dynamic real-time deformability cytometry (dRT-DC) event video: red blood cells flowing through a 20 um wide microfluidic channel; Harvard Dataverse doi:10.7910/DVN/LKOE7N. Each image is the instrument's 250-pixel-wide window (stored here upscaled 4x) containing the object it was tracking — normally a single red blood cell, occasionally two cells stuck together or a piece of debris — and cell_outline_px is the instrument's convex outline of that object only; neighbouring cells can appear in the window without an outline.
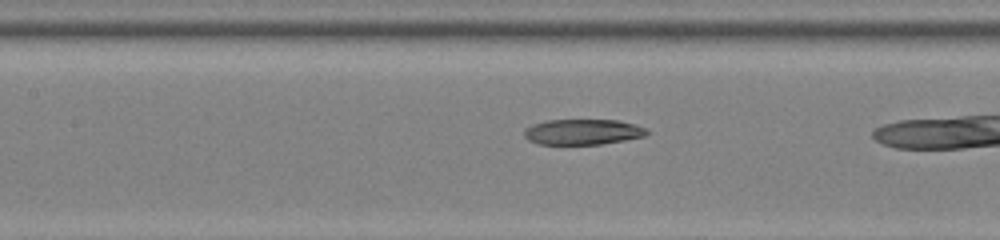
{"species": "common noctule bat (a hibernating species)", "species_latin": "Nyctalus noctula", "temperature_condition": "room temperature", "stored_images_in_passage": 26, "camera_frame_rate_fps": 3000, "um_per_image_px": 0.085, "animal": {"sex": "female", "body_mass_g": 22.0, "forearm_length_mm": 56.7}, "frame": {"image": 1, "passage_image": 5, "time_ms": 1.333, "image_size_px": [1000, 240], "cell_outline_px": [[648, 132], [644, 136], [624, 140], [600, 144], [540, 144], [528, 140], [524, 136], [524, 128], [532, 124], [544, 120], [620, 120], [636, 124], [648, 128]], "centroid_in_image_um": [49.53, 11.2], "position_along_channel_um": 157.9, "area_um2": 18.38}}
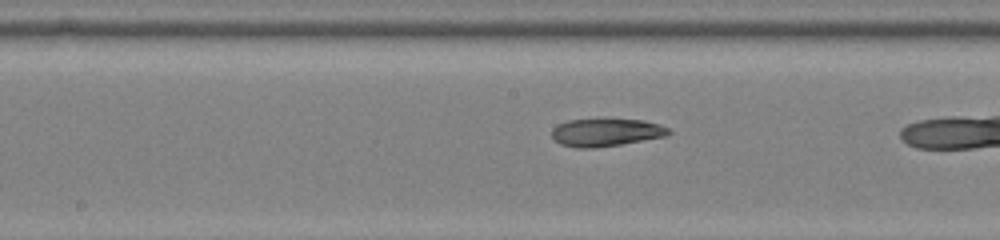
{"frame": {"image": 2, "passage_image": 8, "time_ms": 2.333, "image_size_px": [1000, 240], "cell_outline_px": [[672, 132], [664, 136], [620, 144], [592, 148], [576, 148], [560, 144], [552, 136], [552, 128], [556, 124], [568, 120], [604, 116], [644, 120], [660, 124], [668, 128]], "centroid_in_image_um": [51.47, 11.19], "position_along_channel_um": 196.7, "area_um2": 19.71}}
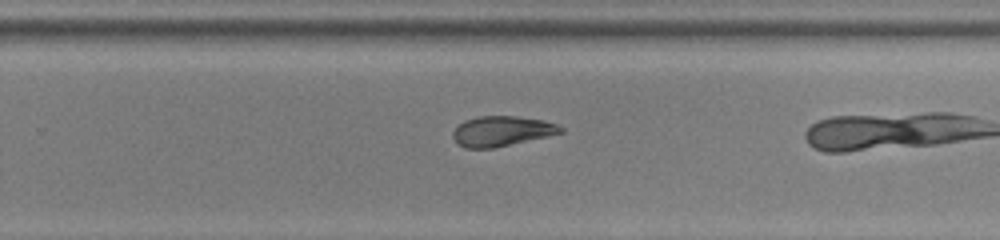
{"frame": {"image": 3, "passage_image": 15, "time_ms": 4.667, "image_size_px": [1000, 240], "cell_outline_px": [[564, 132], [548, 136], [492, 148], [464, 148], [456, 144], [452, 136], [452, 132], [464, 120], [476, 116], [516, 116], [544, 120], [556, 124], [564, 128]], "centroid_in_image_um": [42.63, 11.14], "position_along_channel_um": 287.2, "area_um2": 18.96}, "authors_computed_cell_mechanics": {"area_um2": 19.1029, "velocity_mm_per_s": 3.891, "shape_relaxation_time_tau1_ms": 2.9251, "shape_relaxation_time_tau2_ms": 1.7896, "deformation_change_tau1": 0.1297, "deformation_change_tau2": 0.0888}}